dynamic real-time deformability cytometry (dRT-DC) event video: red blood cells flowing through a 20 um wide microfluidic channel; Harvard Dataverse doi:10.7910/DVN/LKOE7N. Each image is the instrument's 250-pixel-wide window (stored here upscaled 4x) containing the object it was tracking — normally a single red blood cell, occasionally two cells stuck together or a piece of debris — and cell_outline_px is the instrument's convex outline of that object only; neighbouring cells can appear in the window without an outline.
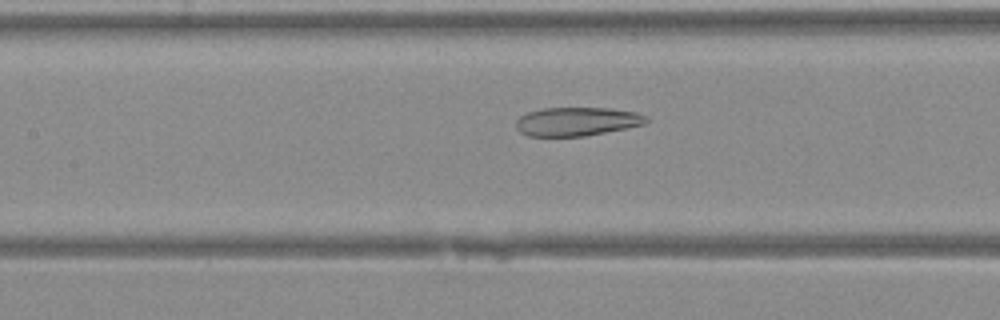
{"species": "Egyptian fruit bat (a non-hibernating species)", "species_latin": "Rousettus aegyptiacus", "temperature_condition": "warm", "stored_images_in_passage": 31, "camera_frame_rate_fps": 3000, "um_per_image_px": 0.085, "animal": {"sex": "female"}, "frame": {"image": 1, "passage_image": 12, "time_ms": 3.667, "image_size_px": [1000, 320], "cell_outline_px": [[648, 120], [644, 124], [628, 128], [584, 136], [528, 136], [520, 132], [516, 128], [516, 120], [520, 116], [528, 112], [544, 108], [608, 108], [636, 112], [648, 116]], "centroid_in_image_um": [49.04, 10.33], "position_along_channel_um": 158.4, "area_um2": 21.79}}
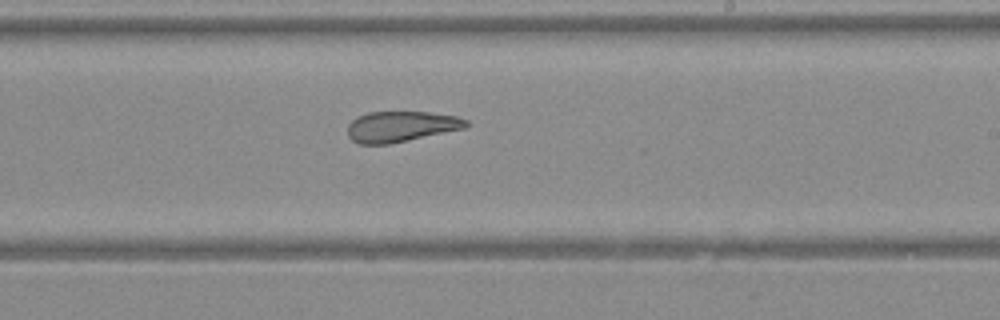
{"frame": {"image": 2, "passage_image": 18, "time_ms": 5.667, "image_size_px": [1000, 320], "cell_outline_px": [[468, 128], [388, 144], [360, 144], [352, 140], [348, 136], [348, 124], [356, 116], [368, 112], [428, 112], [456, 116], [468, 120]], "centroid_in_image_um": [34.09, 10.75], "position_along_channel_um": 254.9, "area_um2": 21.27}}
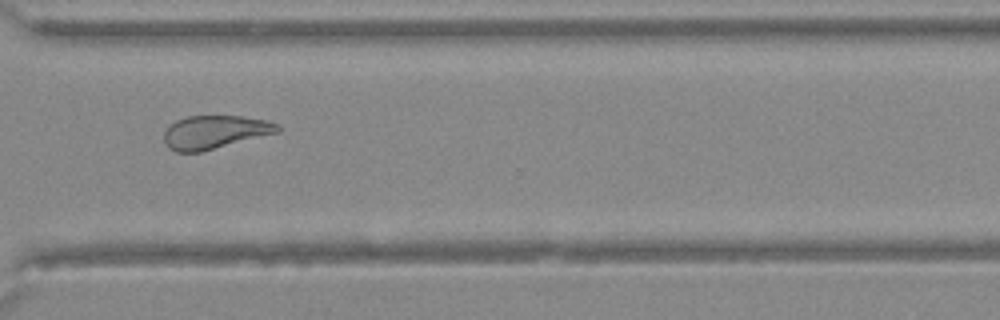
{"frame": {"image": 3, "passage_image": 24, "time_ms": 7.667, "image_size_px": [1000, 320], "cell_outline_px": [[280, 132], [200, 152], [176, 152], [168, 148], [164, 144], [164, 132], [176, 120], [188, 116], [244, 116], [268, 120], [276, 124], [280, 128]], "centroid_in_image_um": [18.26, 11.23], "position_along_channel_um": 352.3, "area_um2": 22.08}}